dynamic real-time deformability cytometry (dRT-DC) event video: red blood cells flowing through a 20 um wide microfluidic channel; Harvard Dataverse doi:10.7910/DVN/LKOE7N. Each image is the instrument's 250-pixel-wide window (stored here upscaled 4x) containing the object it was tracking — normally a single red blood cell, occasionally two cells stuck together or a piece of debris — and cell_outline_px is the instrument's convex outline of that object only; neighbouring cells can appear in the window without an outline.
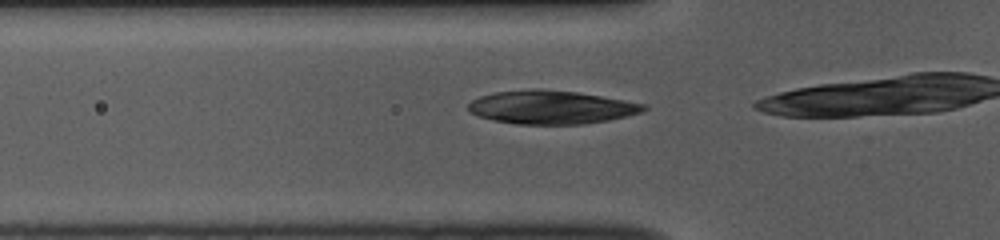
{"species": "common noctule bat (a hibernating species)", "species_latin": "Nyctalus noctula", "temperature_condition": "room temperature", "stored_images_in_passage": 21, "camera_frame_rate_fps": 3000, "um_per_image_px": 0.085, "animal": {"sex": "female", "body_mass_g": 10.0, "forearm_length_mm": 53.1}, "frame": {"image": 1, "passage_image": 13, "time_ms": 4.0, "image_size_px": [1000, 240], "cell_outline_px": [[648, 108], [640, 112], [608, 120], [580, 124], [516, 124], [492, 120], [480, 116], [472, 112], [468, 108], [468, 104], [472, 100], [480, 96], [496, 92], [532, 88], [540, 88], [576, 92], [648, 104]], "centroid_in_image_um": [46.84, 9.1], "position_along_channel_um": 79.0, "area_um2": 33.99}}
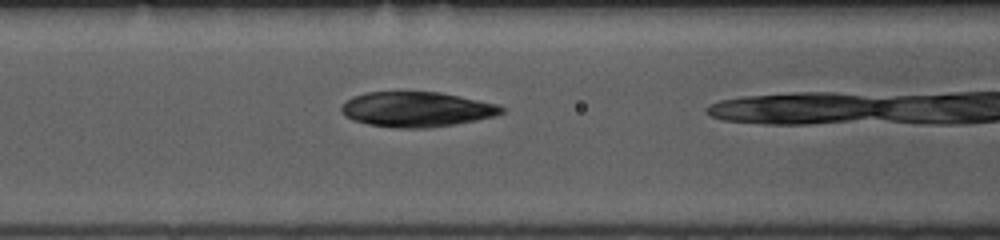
{"frame": {"image": 2, "passage_image": 17, "time_ms": 5.333, "image_size_px": [1000, 240], "cell_outline_px": [[504, 112], [496, 116], [476, 120], [428, 128], [396, 128], [368, 124], [352, 120], [344, 116], [340, 108], [340, 104], [352, 96], [368, 92], [440, 92], [500, 104], [504, 108]], "centroid_in_image_um": [35.4, 9.29], "position_along_channel_um": 131.2, "area_um2": 32.95}}
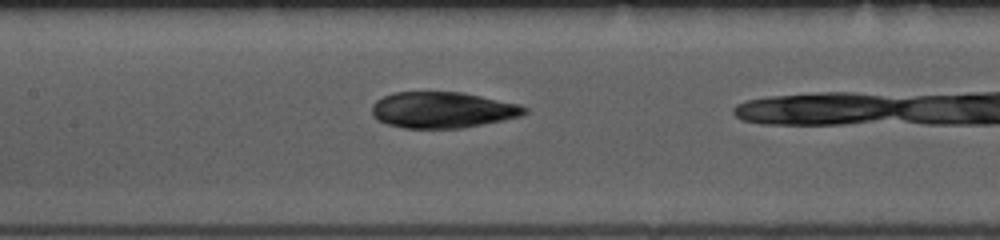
{"frame": {"image": 3, "passage_image": 20, "time_ms": 6.333, "image_size_px": [1000, 240], "cell_outline_px": [[528, 112], [520, 116], [504, 120], [460, 128], [404, 128], [388, 124], [380, 120], [372, 112], [372, 104], [376, 100], [392, 92], [464, 92], [520, 104], [528, 108]], "centroid_in_image_um": [37.65, 9.33], "position_along_channel_um": 169.7, "area_um2": 32.08}}